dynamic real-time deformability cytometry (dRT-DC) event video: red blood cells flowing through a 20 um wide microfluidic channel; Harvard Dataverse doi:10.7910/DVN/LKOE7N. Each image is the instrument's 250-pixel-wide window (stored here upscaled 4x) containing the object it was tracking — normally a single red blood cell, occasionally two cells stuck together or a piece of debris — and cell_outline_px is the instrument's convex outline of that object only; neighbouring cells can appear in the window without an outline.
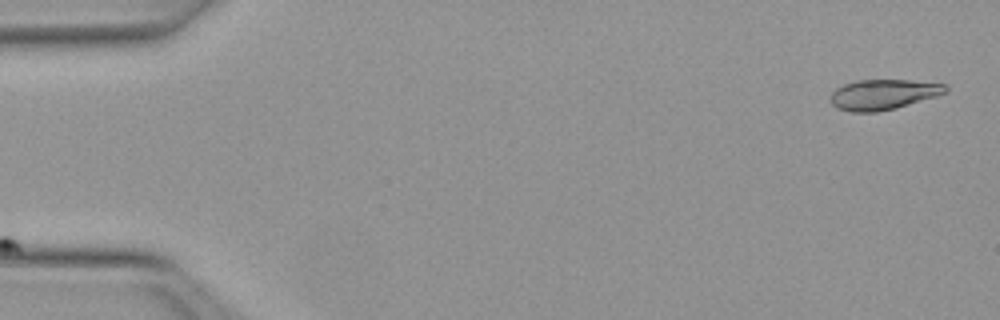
{"species": "Egyptian fruit bat (a non-hibernating species)", "species_latin": "Rousettus aegyptiacus", "temperature_condition": "warm", "stored_images_in_passage": 32, "camera_frame_rate_fps": 3000, "um_per_image_px": 0.085, "animal": {"sex": "female"}, "frame": {"image": 1, "passage_image": 1, "time_ms": 0.0, "image_size_px": [1000, 320], "cell_outline_px": [[948, 92], [936, 96], [896, 108], [876, 112], [852, 112], [836, 108], [832, 104], [832, 92], [836, 88], [844, 84], [856, 80], [908, 80], [948, 84]], "centroid_in_image_um": [75.1, 8.03], "position_along_channel_um": 9.9, "area_um2": 20.29}}
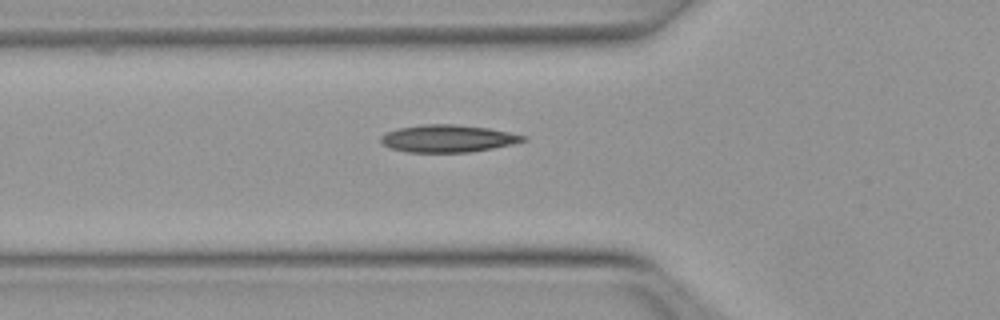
{"frame": {"image": 2, "passage_image": 17, "time_ms": 5.333, "image_size_px": [1000, 320], "cell_outline_px": [[528, 140], [512, 144], [492, 148], [468, 152], [404, 152], [388, 148], [380, 144], [380, 136], [384, 132], [396, 128], [420, 124], [452, 124], [488, 128], [528, 136]], "centroid_in_image_um": [37.99, 11.77], "position_along_channel_um": 87.8, "area_um2": 23.0}}
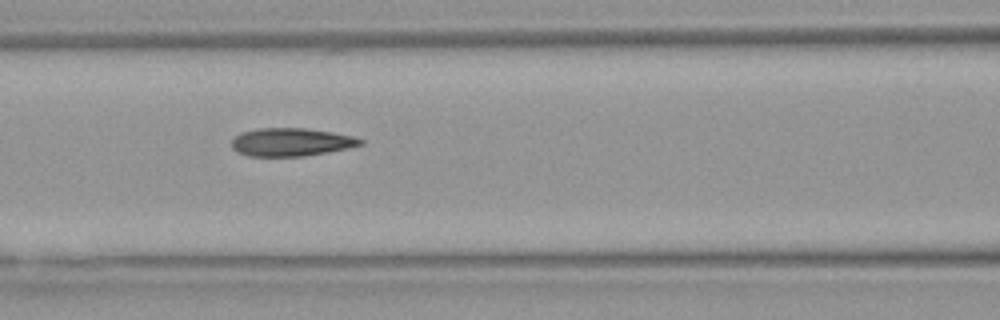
{"frame": {"image": 3, "passage_image": 21, "time_ms": 6.667, "image_size_px": [1000, 320], "cell_outline_px": [[364, 144], [348, 148], [328, 152], [304, 156], [248, 156], [236, 152], [232, 148], [232, 140], [240, 132], [256, 128], [304, 128], [332, 132], [352, 136], [364, 140]], "centroid_in_image_um": [24.73, 12.08], "position_along_channel_um": 141.9, "area_um2": 21.15}}